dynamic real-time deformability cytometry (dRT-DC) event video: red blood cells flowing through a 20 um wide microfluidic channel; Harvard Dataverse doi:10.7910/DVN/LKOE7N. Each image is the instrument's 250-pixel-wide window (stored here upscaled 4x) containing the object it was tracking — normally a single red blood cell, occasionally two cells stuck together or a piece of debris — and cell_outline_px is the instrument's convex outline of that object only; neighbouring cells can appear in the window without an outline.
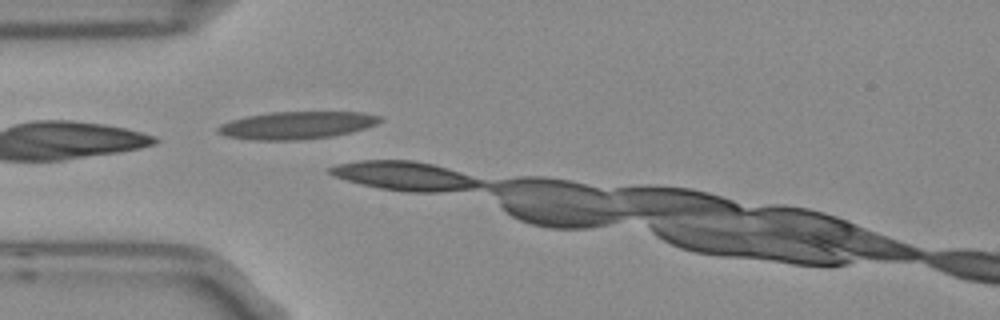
{"species": "Egyptian fruit bat (a non-hibernating species)", "species_latin": "Rousettus aegyptiacus", "temperature_condition": "room temperature", "stored_images_in_passage": 2, "camera_frame_rate_fps": 3000, "um_per_image_px": 0.085, "frame": {"image": 1, "passage_image": 1, "time_ms": 0.0, "image_size_px": [1000, 320], "cell_outline_px": [[384, 120], [376, 124], [352, 132], [332, 136], [296, 140], [256, 140], [224, 136], [216, 132], [216, 128], [220, 124], [232, 120], [248, 116], [268, 112], [364, 112], [384, 116]], "centroid_in_image_um": [25.25, 10.64], "position_along_channel_um": 59.8, "area_um2": 26.13}}